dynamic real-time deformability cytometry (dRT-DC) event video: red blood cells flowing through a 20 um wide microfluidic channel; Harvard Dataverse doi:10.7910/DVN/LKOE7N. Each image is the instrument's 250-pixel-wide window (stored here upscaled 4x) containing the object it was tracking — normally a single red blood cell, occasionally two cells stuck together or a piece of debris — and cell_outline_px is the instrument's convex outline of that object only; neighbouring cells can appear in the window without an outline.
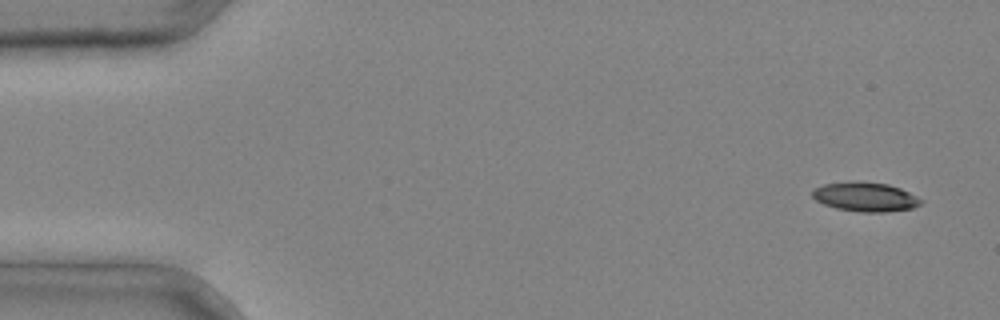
{"species": "common noctule bat (a hibernating species)", "species_latin": "Nyctalus noctula", "temperature_condition": "cold", "stored_images_in_passage": 4, "camera_frame_rate_fps": 3000, "um_per_image_px": 0.085, "animal": {"sex": "male", "body_mass_g": 20.4}, "frame": {"image": 1, "passage_image": 1, "time_ms": 0.0, "image_size_px": [1000, 320], "cell_outline_px": [[924, 200], [920, 204], [912, 208], [884, 212], [860, 212], [836, 208], [824, 204], [816, 200], [812, 196], [812, 188], [824, 184], [888, 184], [900, 188]], "centroid_in_image_um": [73.57, 16.78], "position_along_channel_um": 11.4, "area_um2": 17.69}}